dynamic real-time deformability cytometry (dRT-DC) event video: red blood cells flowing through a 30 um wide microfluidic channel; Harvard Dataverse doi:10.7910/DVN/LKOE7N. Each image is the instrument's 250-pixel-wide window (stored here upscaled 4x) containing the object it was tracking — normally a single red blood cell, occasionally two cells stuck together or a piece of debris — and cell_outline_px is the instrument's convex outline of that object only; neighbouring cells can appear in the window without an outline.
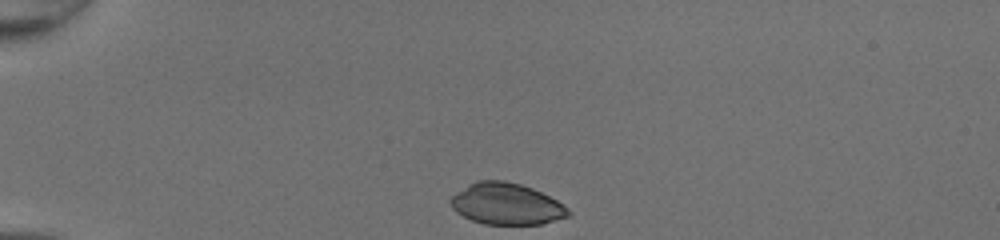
{"species": "common noctule bat (a hibernating species)", "species_latin": "Nyctalus noctula", "temperature_condition": "room temperature", "stored_images_in_passage": 31, "camera_frame_rate_fps": 3000, "um_per_image_px": 0.085, "animal": {"sex": "female", "body_mass_g": 20.0, "forearm_length_mm": 54.0}, "frame": {"image": 1, "passage_image": 1, "time_ms": 0.0, "image_size_px": [1000, 240], "cell_outline_px": [[572, 212], [568, 216], [540, 224], [484, 224], [472, 220], [456, 212], [452, 208], [452, 196], [456, 192], [468, 184], [476, 180], [504, 180], [520, 184], [532, 188], [556, 200], [568, 208]], "centroid_in_image_um": [43.04, 17.32], "position_along_channel_um": 42.0, "area_um2": 28.21}}
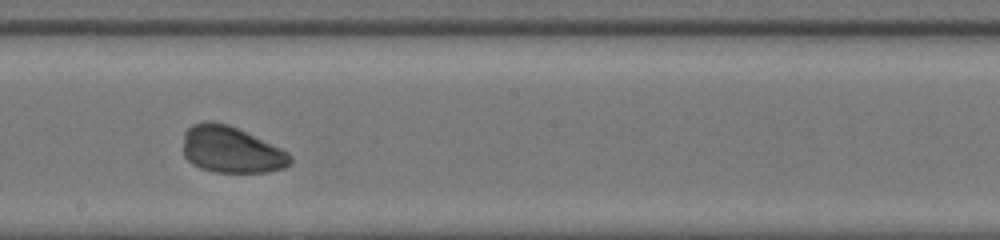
{"frame": {"image": 2, "passage_image": 18, "time_ms": 5.667, "image_size_px": [1000, 240], "cell_outline_px": [[292, 164], [284, 168], [268, 172], [216, 172], [200, 168], [192, 164], [184, 156], [184, 132], [192, 124], [204, 120], [212, 120], [228, 124], [280, 148], [288, 152], [292, 156]], "centroid_in_image_um": [19.64, 12.72], "position_along_channel_um": 228.6, "area_um2": 29.13}}
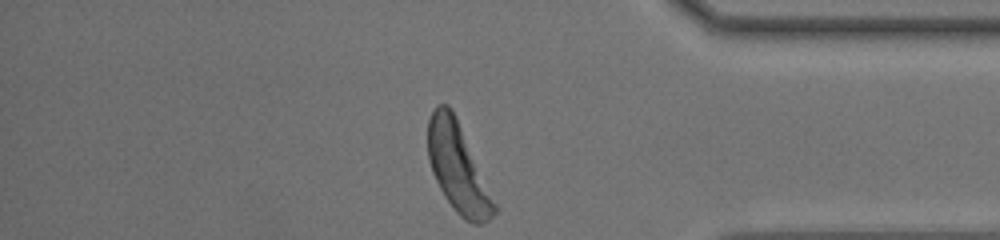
{"frame": {"image": 3, "passage_image": 31, "time_ms": 10.0, "image_size_px": [1000, 240], "cell_outline_px": [[496, 212], [488, 220], [480, 224], [472, 224], [464, 220], [456, 212], [444, 196], [432, 172], [428, 160], [428, 120], [436, 104], [448, 104], [452, 108], [456, 116], [496, 204]], "centroid_in_image_um": [38.9, 14.26], "position_along_channel_um": 396.3, "area_um2": 33.99}}